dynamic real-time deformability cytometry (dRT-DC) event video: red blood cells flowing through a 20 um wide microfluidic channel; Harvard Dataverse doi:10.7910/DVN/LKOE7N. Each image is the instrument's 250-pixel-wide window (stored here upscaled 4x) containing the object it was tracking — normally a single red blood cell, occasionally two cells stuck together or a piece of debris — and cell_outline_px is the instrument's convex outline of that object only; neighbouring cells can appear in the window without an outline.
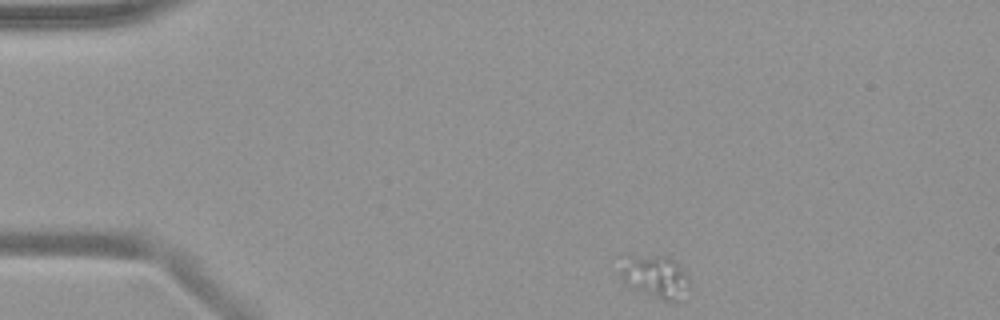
{"species": "common noctule bat (a hibernating species)", "species_latin": "Nyctalus noctula", "temperature_condition": "warm", "stored_images_in_passage": 48, "camera_frame_rate_fps": 3000, "um_per_image_px": 0.085, "animal": {"sex": "female", "body_mass_g": 19.9}, "frame": {"image": 1, "passage_image": 1, "time_ms": 0.0, "image_size_px": [1000, 320], "cell_outline_px": [[688, 288], [680, 300], [664, 300], [644, 292], [624, 280], [620, 276], [620, 272], [624, 260], [628, 256], [668, 256], [676, 260], [684, 272], [688, 280]], "centroid_in_image_um": [55.74, 23.48], "position_along_channel_um": 29.3, "area_um2": 16.42}}
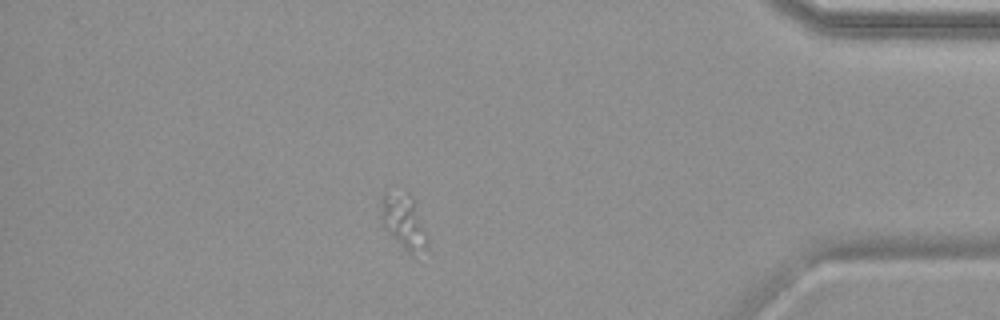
{"frame": {"image": 2, "passage_image": 41, "time_ms": 13.333, "image_size_px": [1000, 320], "cell_outline_px": [[428, 244], [424, 248], [412, 256], [380, 224], [380, 196], [384, 192], [408, 192], [416, 200], [428, 240]], "centroid_in_image_um": [34.28, 18.76], "position_along_channel_um": 400.9, "area_um2": 15.14}}